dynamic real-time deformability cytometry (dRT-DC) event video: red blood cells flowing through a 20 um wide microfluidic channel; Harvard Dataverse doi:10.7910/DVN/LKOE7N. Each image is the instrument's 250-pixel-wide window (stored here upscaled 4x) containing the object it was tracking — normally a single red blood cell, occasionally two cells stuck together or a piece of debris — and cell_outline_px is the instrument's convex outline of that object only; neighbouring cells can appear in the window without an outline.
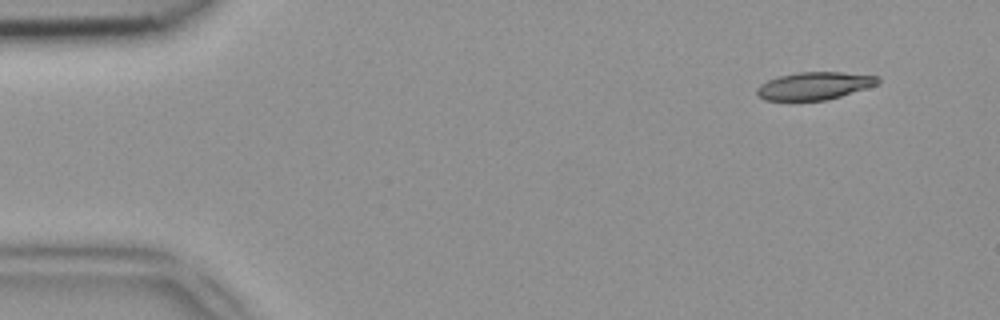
{"species": "common noctule bat (a hibernating species)", "species_latin": "Nyctalus noctula", "temperature_condition": "room temperature", "stored_images_in_passage": 47, "camera_frame_rate_fps": 3000, "um_per_image_px": 0.085, "animal": {"sex": "female", "body_mass_g": 18.4}, "frame": {"image": 1, "passage_image": 2, "time_ms": 0.333, "image_size_px": [1000, 320], "cell_outline_px": [[880, 84], [828, 100], [764, 100], [756, 96], [756, 88], [760, 84], [768, 80], [780, 76], [796, 72], [840, 72], [876, 76], [880, 80]], "centroid_in_image_um": [69.2, 7.3], "position_along_channel_um": 15.8, "area_um2": 19.54}}
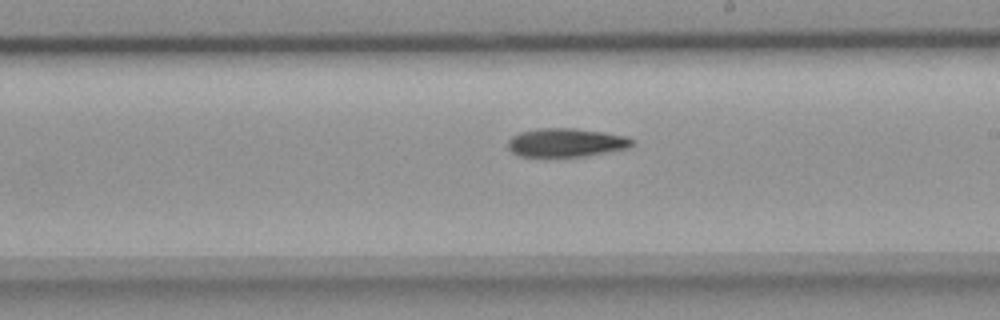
{"frame": {"image": 2, "passage_image": 26, "time_ms": 8.333, "image_size_px": [1000, 320], "cell_outline_px": [[636, 144], [628, 148], [584, 156], [520, 156], [512, 152], [508, 148], [508, 140], [512, 136], [520, 132], [536, 128], [576, 128], [604, 132], [628, 136], [636, 140]], "centroid_in_image_um": [48.16, 12.1], "position_along_channel_um": 240.8, "area_um2": 20.87}}
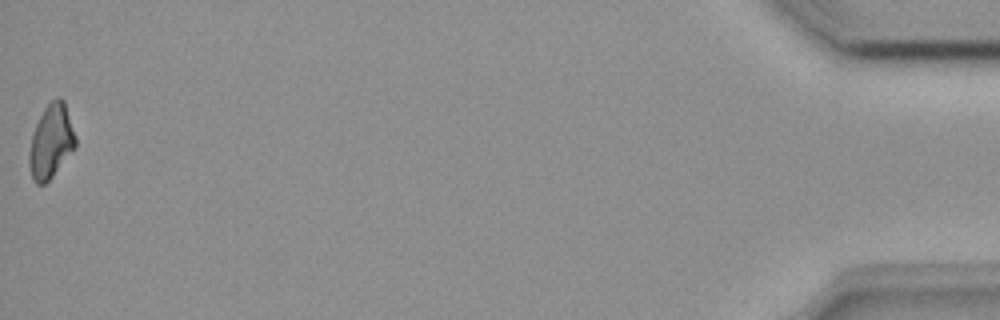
{"frame": {"image": 3, "passage_image": 47, "time_ms": 15.333, "image_size_px": [1000, 320], "cell_outline_px": [[76, 148], [52, 176], [44, 184], [36, 184], [32, 180], [28, 164], [28, 156], [32, 132], [44, 108], [56, 96], [60, 96], [64, 100], [76, 136]], "centroid_in_image_um": [4.34, 12.02], "position_along_channel_um": 430.9, "area_um2": 20.11}}